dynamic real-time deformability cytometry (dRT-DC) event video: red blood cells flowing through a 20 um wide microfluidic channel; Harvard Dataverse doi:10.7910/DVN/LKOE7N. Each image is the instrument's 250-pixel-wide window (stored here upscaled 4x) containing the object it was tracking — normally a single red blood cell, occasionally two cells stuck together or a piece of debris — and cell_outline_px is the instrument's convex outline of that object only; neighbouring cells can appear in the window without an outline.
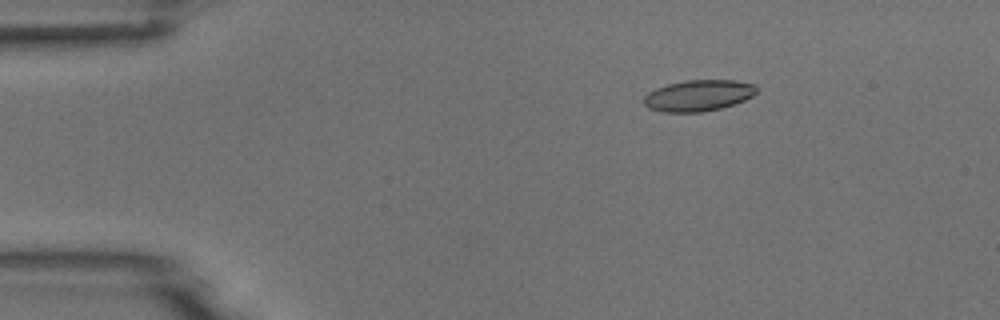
{"species": "common noctule bat (a hibernating species)", "species_latin": "Nyctalus noctula", "temperature_condition": "room temperature", "stored_images_in_passage": 4, "camera_frame_rate_fps": 3000, "um_per_image_px": 0.085, "animal": {"sex": "male", "body_mass_g": 18.8}, "frame": {"image": 1, "passage_image": 3, "time_ms": 2.333, "image_size_px": [1000, 320], "cell_outline_px": [[756, 92], [752, 96], [744, 100], [720, 108], [700, 112], [664, 112], [648, 108], [644, 104], [644, 96], [648, 92], [656, 88], [668, 84], [684, 80], [736, 80], [756, 84]], "centroid_in_image_um": [59.35, 8.11], "position_along_channel_um": 25.7, "area_um2": 20.46}}